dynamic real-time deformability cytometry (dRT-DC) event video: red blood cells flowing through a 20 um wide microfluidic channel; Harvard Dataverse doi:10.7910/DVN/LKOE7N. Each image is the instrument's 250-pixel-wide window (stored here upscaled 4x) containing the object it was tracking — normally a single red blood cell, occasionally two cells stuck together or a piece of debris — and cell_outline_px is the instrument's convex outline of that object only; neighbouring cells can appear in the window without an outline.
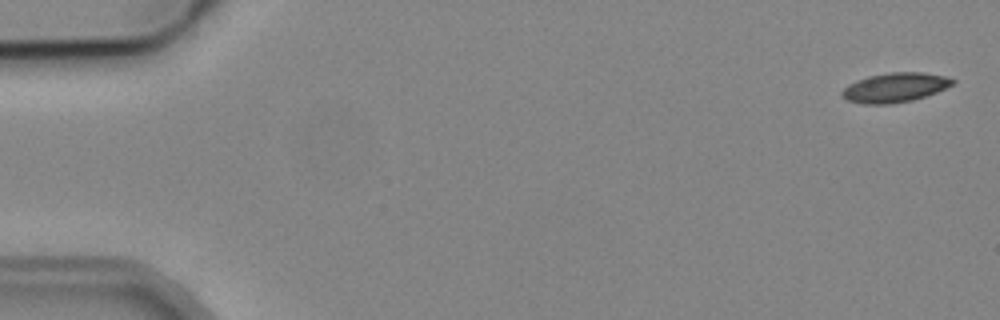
{"species": "common noctule bat (a hibernating species)", "species_latin": "Nyctalus noctula", "temperature_condition": "cold", "stored_images_in_passage": 6, "camera_frame_rate_fps": 3000, "um_per_image_px": 0.085, "animal": {"sex": "male", "body_mass_g": 19.2, "forearm_length_mm": 51.8}, "frame": {"image": 1, "passage_image": 1, "time_ms": 0.0, "image_size_px": [1000, 320], "cell_outline_px": [[956, 80], [952, 84], [936, 92], [912, 100], [888, 104], [864, 104], [848, 100], [840, 96], [840, 92], [848, 84], [856, 80], [868, 76], [892, 72], [924, 72], [944, 76]], "centroid_in_image_um": [76.02, 7.43], "position_along_channel_um": 9.0, "area_um2": 18.84}}
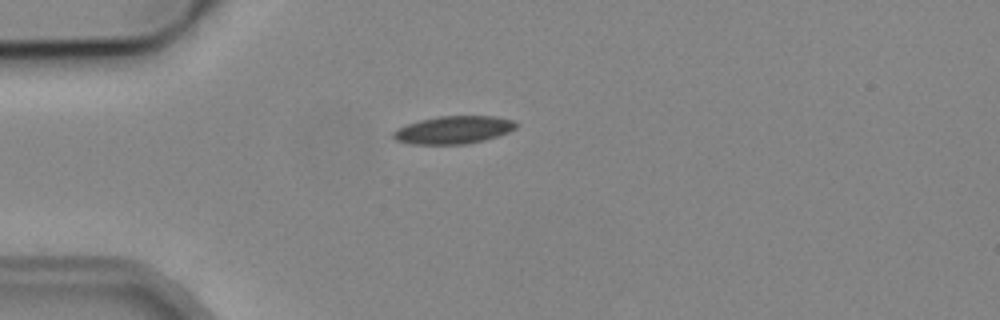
{"frame": {"image": 2, "passage_image": 4, "time_ms": 4.333, "image_size_px": [1000, 320], "cell_outline_px": [[516, 128], [508, 132], [484, 140], [464, 144], [412, 144], [396, 140], [392, 136], [392, 132], [396, 128], [420, 120], [436, 116], [496, 116], [516, 120]], "centroid_in_image_um": [38.54, 11.03], "position_along_channel_um": 46.5, "area_um2": 19.88}}
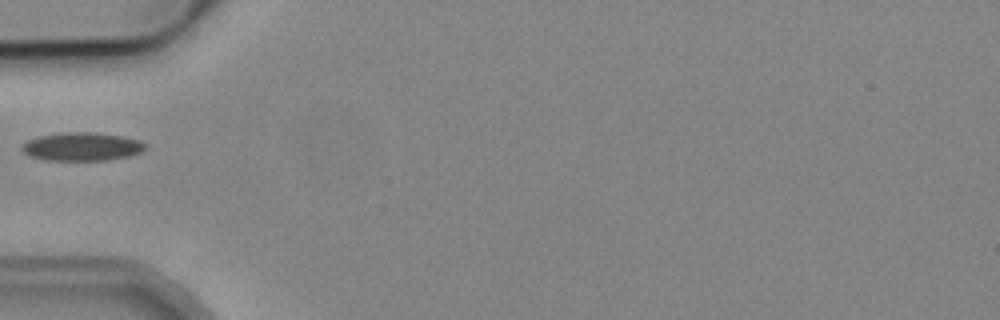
{"frame": {"image": 3, "passage_image": 5, "time_ms": 5.667, "image_size_px": [1000, 320], "cell_outline_px": [[148, 148], [140, 152], [128, 156], [104, 160], [44, 160], [28, 156], [20, 148], [28, 140], [40, 136], [64, 132], [96, 132], [124, 136], [140, 140]], "centroid_in_image_um": [6.97, 12.46], "position_along_channel_um": 78.0, "area_um2": 20.4}}